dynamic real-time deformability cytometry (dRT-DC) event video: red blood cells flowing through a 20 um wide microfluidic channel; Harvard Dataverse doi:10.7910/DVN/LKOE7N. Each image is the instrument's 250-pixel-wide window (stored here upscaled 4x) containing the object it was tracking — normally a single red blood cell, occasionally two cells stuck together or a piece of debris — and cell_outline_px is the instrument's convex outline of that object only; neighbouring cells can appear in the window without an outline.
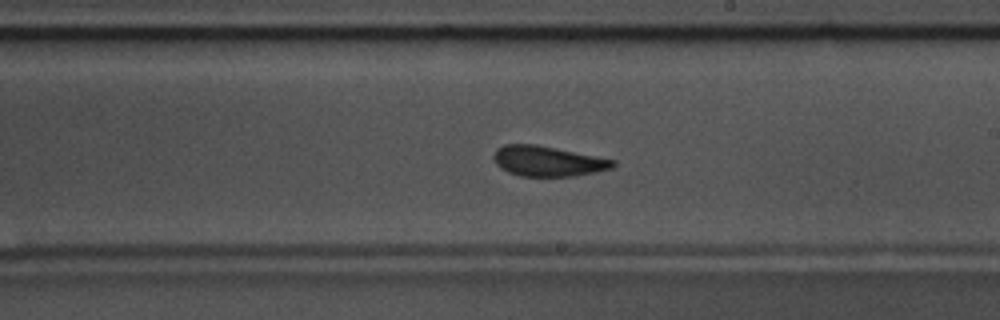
{"species": "common noctule bat (a hibernating species)", "species_latin": "Nyctalus noctula", "temperature_condition": "warm", "stored_images_in_passage": 56, "camera_frame_rate_fps": 3000, "um_per_image_px": 0.085, "animal": {"sex": "male", "body_mass_g": 17.5, "forearm_length_mm": 52.3}, "frame": {"image": 1, "passage_image": 32, "time_ms": 10.333, "image_size_px": [1000, 320], "cell_outline_px": [[616, 164], [612, 168], [596, 172], [576, 176], [520, 176], [508, 172], [500, 168], [496, 164], [492, 156], [496, 148], [504, 144], [536, 144], [616, 160]], "centroid_in_image_um": [46.54, 13.69], "position_along_channel_um": 242.5, "area_um2": 21.15}, "authors_computed_cell_mechanics": {"area_um2": 21.1548, "velocity_mm_per_s": 3.6054, "shape_relaxation_time_tau1_ms": 6.094, "shape_relaxation_time_tau2_ms": 2.0038, "deformation_change_tau1": 0.1727, "deformation_change_tau2": 0.0697}}